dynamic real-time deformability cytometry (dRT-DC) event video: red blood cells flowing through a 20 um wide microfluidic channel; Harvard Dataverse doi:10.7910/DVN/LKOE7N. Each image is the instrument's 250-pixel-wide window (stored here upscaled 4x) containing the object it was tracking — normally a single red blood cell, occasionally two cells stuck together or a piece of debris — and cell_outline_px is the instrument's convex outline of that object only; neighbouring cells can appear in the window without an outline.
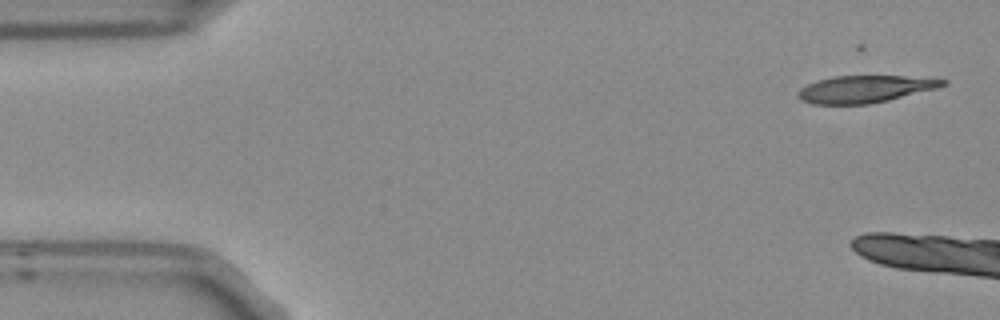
{"species": "Egyptian fruit bat (a non-hibernating species)", "species_latin": "Rousettus aegyptiacus", "temperature_condition": "room temperature", "stored_images_in_passage": 3, "camera_frame_rate_fps": 3000, "um_per_image_px": 0.085, "frame": {"image": 1, "passage_image": 1, "time_ms": 0.0, "image_size_px": [1000, 320], "cell_outline_px": [[948, 84], [936, 88], [888, 100], [868, 104], [812, 104], [800, 100], [796, 96], [796, 92], [800, 88], [808, 84], [820, 80], [836, 76], [904, 76], [948, 80]], "centroid_in_image_um": [73.48, 7.58], "position_along_channel_um": 11.5, "area_um2": 22.72}}